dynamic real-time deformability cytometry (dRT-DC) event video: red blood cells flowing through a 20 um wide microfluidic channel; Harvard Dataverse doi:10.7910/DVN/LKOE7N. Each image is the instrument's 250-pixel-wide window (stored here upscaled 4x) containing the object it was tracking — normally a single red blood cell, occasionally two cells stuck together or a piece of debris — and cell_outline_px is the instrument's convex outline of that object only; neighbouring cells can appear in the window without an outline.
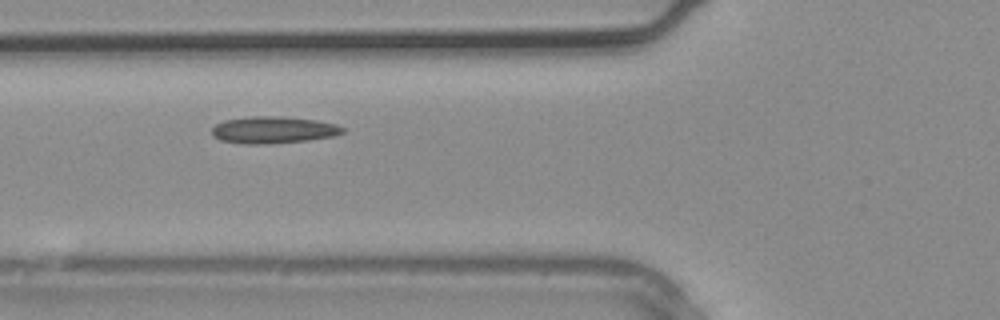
{"species": "common noctule bat (a hibernating species)", "species_latin": "Nyctalus noctula", "temperature_condition": "warm", "stored_images_in_passage": 3, "camera_frame_rate_fps": 3000, "um_per_image_px": 0.085, "animal": {"sex": "male", "body_mass_g": 20.4}, "frame": {"image": 1, "passage_image": 3, "time_ms": 0.667, "image_size_px": [1000, 320], "cell_outline_px": [[344, 132], [332, 136], [308, 140], [272, 144], [240, 144], [220, 140], [212, 136], [212, 128], [216, 124], [224, 120], [252, 116], [280, 116], [316, 120], [336, 124], [344, 128]], "centroid_in_image_um": [23.2, 11.05], "position_along_channel_um": 102.6, "area_um2": 20.63}}